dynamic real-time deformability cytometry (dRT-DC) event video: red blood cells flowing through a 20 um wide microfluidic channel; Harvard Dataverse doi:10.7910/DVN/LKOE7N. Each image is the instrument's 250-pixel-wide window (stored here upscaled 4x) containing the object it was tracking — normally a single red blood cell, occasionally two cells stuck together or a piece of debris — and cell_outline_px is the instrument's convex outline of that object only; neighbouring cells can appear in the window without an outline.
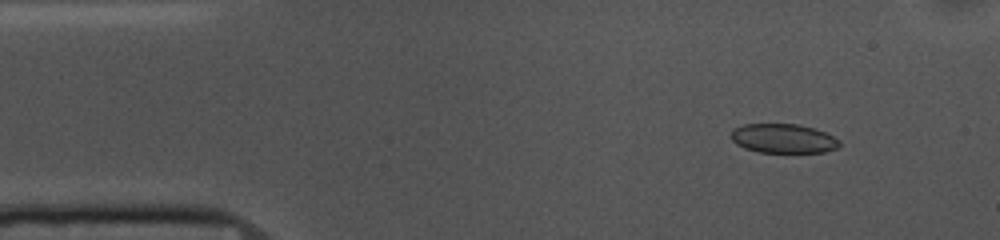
{"species": "common noctule bat (a hibernating species)", "species_latin": "Nyctalus noctula", "temperature_condition": "cold", "stored_images_in_passage": 54, "camera_frame_rate_fps": 3000, "um_per_image_px": 0.085, "animal": {"sex": "female", "body_mass_g": 10.0, "forearm_length_mm": 53.1}, "frame": {"image": 1, "passage_image": 6, "time_ms": 1.667, "image_size_px": [1000, 240], "cell_outline_px": [[840, 144], [836, 148], [824, 152], [756, 152], [744, 148], [736, 144], [732, 140], [732, 128], [744, 124], [796, 124], [812, 128], [824, 132], [840, 140]], "centroid_in_image_um": [66.54, 11.77], "position_along_channel_um": 18.5, "area_um2": 18.38}}
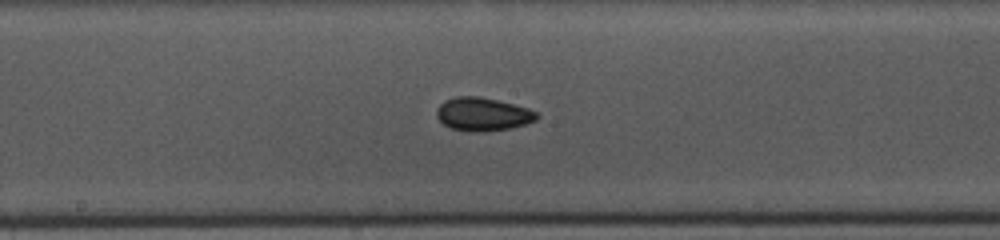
{"frame": {"image": 2, "passage_image": 27, "time_ms": 8.667, "image_size_px": [1000, 240], "cell_outline_px": [[540, 116], [536, 120], [512, 128], [484, 132], [468, 132], [452, 128], [444, 124], [436, 116], [436, 108], [444, 100], [456, 96], [480, 96], [528, 108], [540, 112]], "centroid_in_image_um": [41.04, 9.71], "position_along_channel_um": 207.2, "area_um2": 19.65}}
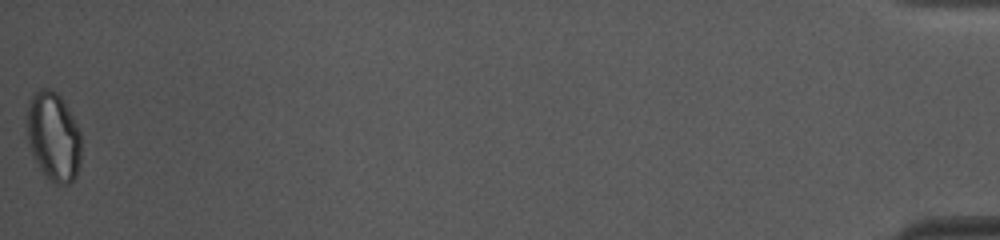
{"frame": {"image": 3, "passage_image": 54, "time_ms": 17.667, "image_size_px": [1000, 240], "cell_outline_px": [[80, 164], [76, 176], [68, 184], [56, 184], [40, 168], [32, 152], [28, 140], [24, 120], [28, 100], [40, 88], [48, 88], [56, 92], [60, 96], [72, 116], [80, 132]], "centroid_in_image_um": [4.51, 11.56], "position_along_channel_um": 430.7, "area_um2": 28.15}, "authors_computed_cell_mechanics": {"area_um2": 19.2185, "velocity_mm_per_s": 3.6547, "shape_relaxation_time_tau1_ms": 4.5772, "shape_relaxation_time_tau2_ms": 5.348, "deformation_change_tau1": 0.079, "deformation_change_tau2": 0.0888}}